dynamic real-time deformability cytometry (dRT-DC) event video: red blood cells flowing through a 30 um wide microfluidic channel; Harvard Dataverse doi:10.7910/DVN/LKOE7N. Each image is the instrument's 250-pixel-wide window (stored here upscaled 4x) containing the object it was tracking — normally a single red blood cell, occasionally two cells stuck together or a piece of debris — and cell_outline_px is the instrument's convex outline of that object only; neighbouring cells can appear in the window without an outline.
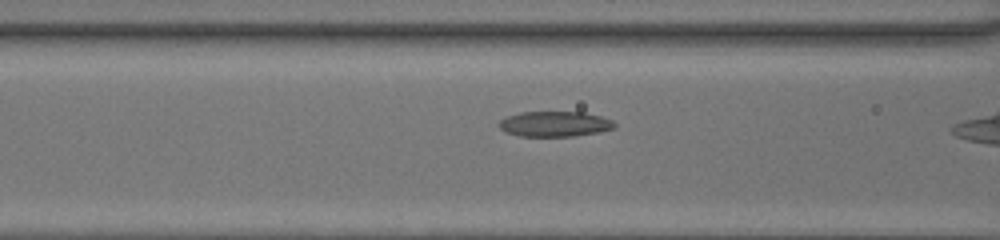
{"species": "common noctule bat (a hibernating species)", "species_latin": "Nyctalus noctula", "temperature_condition": "room temperature", "stored_images_in_passage": 35, "camera_frame_rate_fps": 3000, "um_per_image_px": 0.085, "animal": {"sex": "female", "body_mass_g": 20.0, "forearm_length_mm": 54.0}, "frame": {"image": 1, "passage_image": 15, "time_ms": 4.667, "image_size_px": [1000, 240], "cell_outline_px": [[616, 128], [600, 132], [572, 136], [520, 136], [504, 132], [496, 124], [500, 120], [508, 116], [520, 112], [584, 112], [600, 116], [612, 120], [616, 124]], "centroid_in_image_um": [47.15, 10.54], "position_along_channel_um": 119.5, "area_um2": 17.17}}
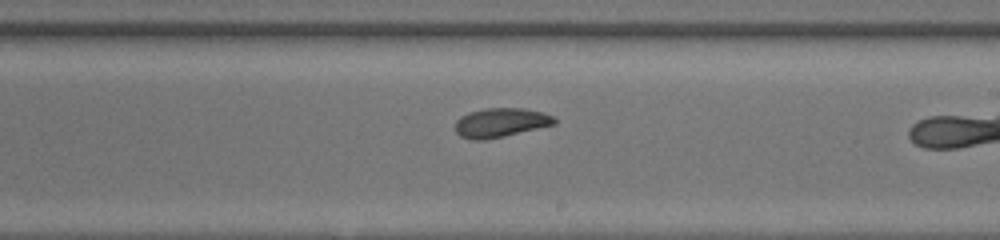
{"frame": {"image": 2, "passage_image": 24, "time_ms": 7.667, "image_size_px": [1000, 240], "cell_outline_px": [[556, 124], [504, 136], [484, 140], [472, 140], [460, 136], [456, 132], [456, 120], [460, 116], [468, 112], [488, 108], [524, 108], [540, 112], [552, 116], [556, 120]], "centroid_in_image_um": [42.53, 10.42], "position_along_channel_um": 246.5, "area_um2": 16.76}}
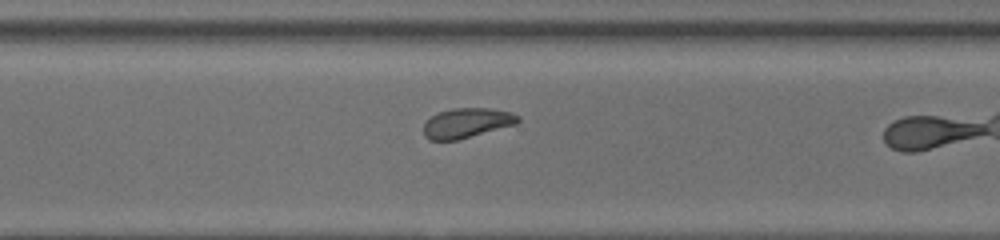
{"frame": {"image": 3, "passage_image": 30, "time_ms": 9.667, "image_size_px": [1000, 240], "cell_outline_px": [[520, 120], [516, 124], [456, 140], [428, 140], [424, 136], [424, 124], [432, 116], [440, 112], [452, 108], [488, 108], [512, 112], [520, 116]], "centroid_in_image_um": [39.69, 10.45], "position_along_channel_um": 330.9, "area_um2": 16.24}}